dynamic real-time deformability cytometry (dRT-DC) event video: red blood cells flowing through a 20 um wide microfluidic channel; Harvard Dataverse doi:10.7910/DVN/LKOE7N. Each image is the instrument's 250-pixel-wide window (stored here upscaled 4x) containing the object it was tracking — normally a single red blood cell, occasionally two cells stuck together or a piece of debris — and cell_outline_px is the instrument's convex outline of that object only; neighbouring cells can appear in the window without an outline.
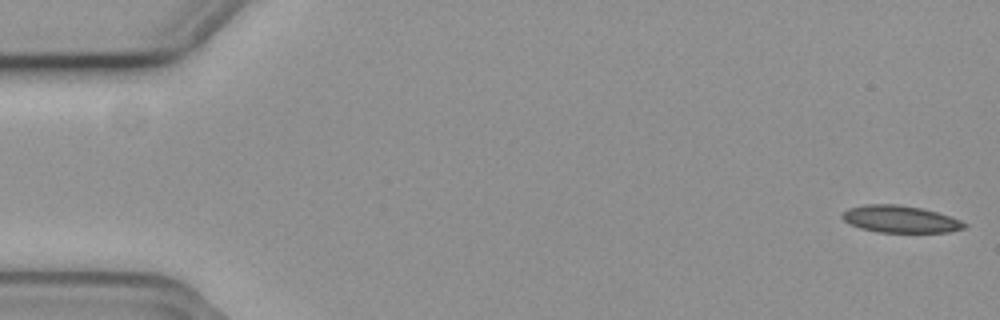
{"species": "common noctule bat (a hibernating species)", "species_latin": "Nyctalus noctula", "temperature_condition": "cold", "stored_images_in_passage": 13, "camera_frame_rate_fps": 3000, "um_per_image_px": 0.085, "animal": {"sex": "female", "body_mass_g": 19.3, "forearm_length_mm": 54.1}, "frame": {"image": 1, "passage_image": 1, "time_ms": 0.0, "image_size_px": [1000, 320], "cell_outline_px": [[968, 224], [964, 228], [948, 232], [880, 232], [860, 228], [844, 220], [840, 216], [848, 208], [864, 204], [900, 204], [924, 208], [960, 220]], "centroid_in_image_um": [76.52, 18.61], "position_along_channel_um": 8.5, "area_um2": 19.19}}